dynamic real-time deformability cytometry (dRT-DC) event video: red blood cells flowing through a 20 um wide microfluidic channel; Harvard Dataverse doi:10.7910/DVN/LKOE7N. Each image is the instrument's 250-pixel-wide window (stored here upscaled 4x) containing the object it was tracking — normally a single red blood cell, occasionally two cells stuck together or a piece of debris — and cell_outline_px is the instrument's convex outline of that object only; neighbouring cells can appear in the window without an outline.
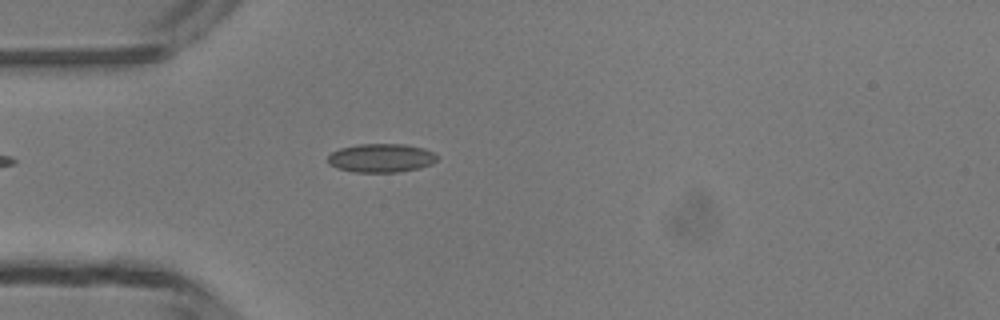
{"species": "common noctule bat (a hibernating species)", "species_latin": "Nyctalus noctula", "temperature_condition": "room temperature", "stored_images_in_passage": 5, "camera_frame_rate_fps": 3000, "um_per_image_px": 0.085, "animal": {"sex": "male", "body_mass_g": 13.3}, "frame": {"image": 1, "passage_image": 5, "time_ms": 4.333, "image_size_px": [1000, 320], "cell_outline_px": [[440, 156], [432, 164], [420, 168], [400, 172], [352, 172], [336, 168], [328, 164], [328, 156], [332, 152], [340, 148], [356, 144], [404, 144], [424, 148]], "centroid_in_image_um": [32.4, 13.43], "position_along_channel_um": 52.6, "area_um2": 18.5}}